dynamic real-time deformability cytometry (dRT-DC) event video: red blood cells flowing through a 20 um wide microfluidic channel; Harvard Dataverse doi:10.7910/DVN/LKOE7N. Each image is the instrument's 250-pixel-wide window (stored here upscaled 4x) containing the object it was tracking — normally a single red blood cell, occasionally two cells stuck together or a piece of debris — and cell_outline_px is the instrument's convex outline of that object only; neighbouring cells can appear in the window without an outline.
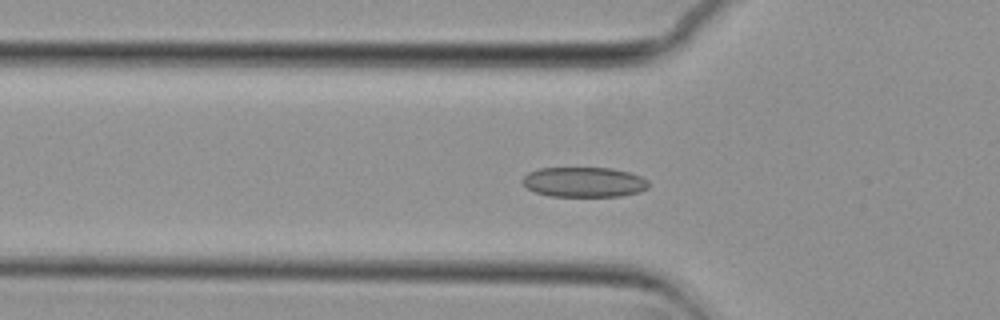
{"species": "common noctule bat (a hibernating species)", "species_latin": "Nyctalus noctula", "temperature_condition": "cold", "stored_images_in_passage": 46, "camera_frame_rate_fps": 3000, "um_per_image_px": 0.085, "animal": {"sex": "female", "body_mass_g": 29.2, "forearm_length_mm": 56.3}, "frame": {"image": 1, "passage_image": 17, "time_ms": 5.333, "image_size_px": [1000, 320], "cell_outline_px": [[648, 188], [640, 192], [620, 196], [552, 196], [536, 192], [528, 188], [520, 180], [528, 172], [540, 168], [612, 168], [628, 172], [640, 176], [648, 180]], "centroid_in_image_um": [49.65, 15.47], "position_along_channel_um": 76.2, "area_um2": 22.02}}
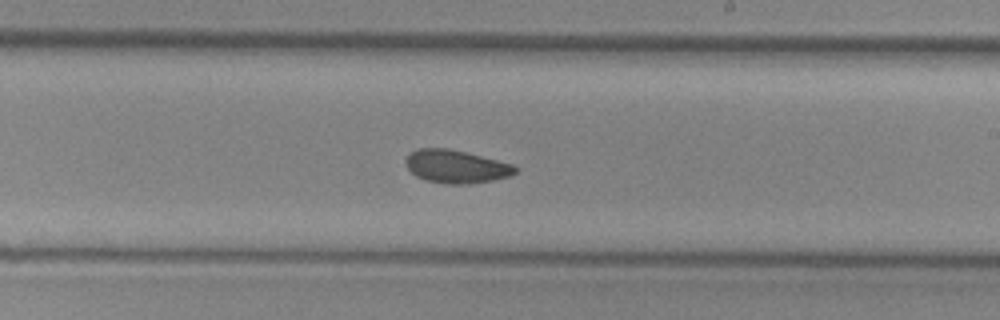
{"frame": {"image": 2, "passage_image": 31, "time_ms": 10.0, "image_size_px": [1000, 320], "cell_outline_px": [[520, 168], [512, 176], [492, 180], [468, 184], [448, 184], [424, 180], [416, 176], [404, 164], [404, 160], [416, 148], [448, 148], [512, 164]], "centroid_in_image_um": [38.76, 14.16], "position_along_channel_um": 250.2, "area_um2": 21.1}}
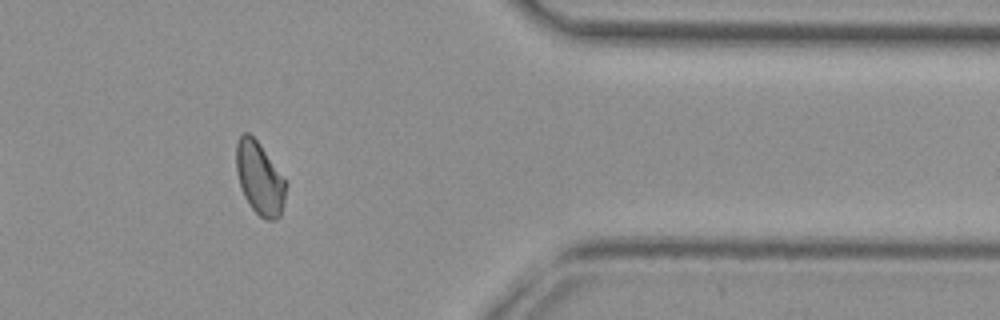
{"frame": {"image": 3, "passage_image": 44, "time_ms": 14.333, "image_size_px": [1000, 320], "cell_outline_px": [[288, 184], [280, 216], [276, 220], [264, 220], [252, 208], [244, 196], [236, 172], [236, 144], [240, 136], [244, 132], [248, 132], [256, 140]], "centroid_in_image_um": [22.06, 15.18], "position_along_channel_um": 389.3, "area_um2": 20.75}, "authors_computed_cell_mechanics": {"area_um2": 21.5016, "velocity_mm_per_s": 3.7228, "shape_relaxation_time_tau1_ms": 6.7269, "shape_relaxation_time_tau2_ms": 2.9084, "deformation_change_tau1": 0.1186, "deformation_change_tau2": 0.0795}}